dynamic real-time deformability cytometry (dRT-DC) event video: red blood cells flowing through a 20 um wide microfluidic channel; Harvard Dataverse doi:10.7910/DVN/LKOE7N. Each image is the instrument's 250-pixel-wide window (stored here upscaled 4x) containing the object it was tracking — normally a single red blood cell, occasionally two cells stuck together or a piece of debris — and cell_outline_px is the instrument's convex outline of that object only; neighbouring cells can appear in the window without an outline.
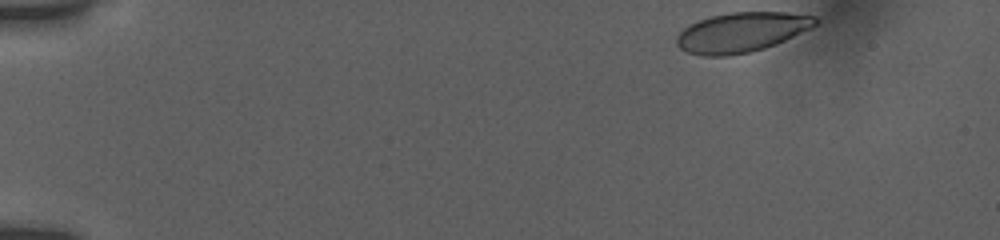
{"species": "human", "species_latin": "Homo sapiens", "temperature_condition": "room temperature", "stored_images_in_passage": 43, "camera_frame_rate_fps": 3000, "um_per_image_px": 0.085, "donor": {"sex": "female"}, "frame": {"image": 1, "passage_image": 1, "time_ms": 0.0, "image_size_px": [1000, 240], "cell_outline_px": [[820, 20], [812, 28], [776, 44], [764, 48], [748, 52], [728, 56], [704, 56], [688, 52], [680, 48], [676, 44], [676, 36], [684, 28], [700, 20], [712, 16], [728, 12], [788, 12], [816, 16]], "centroid_in_image_um": [63.06, 2.73], "position_along_channel_um": 21.9, "area_um2": 32.14}}
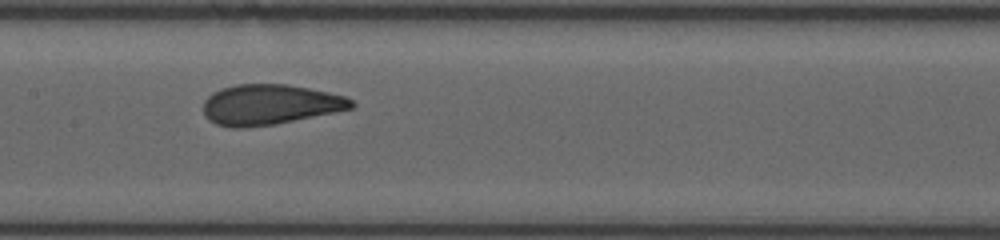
{"frame": {"image": 2, "passage_image": 23, "time_ms": 7.333, "image_size_px": [1000, 240], "cell_outline_px": [[356, 104], [352, 108], [336, 112], [272, 124], [240, 128], [232, 128], [216, 124], [208, 120], [204, 112], [204, 100], [212, 92], [220, 88], [236, 84], [284, 84], [308, 88], [328, 92], [344, 96], [352, 100]], "centroid_in_image_um": [22.91, 8.88], "position_along_channel_um": 184.5, "area_um2": 34.62}}
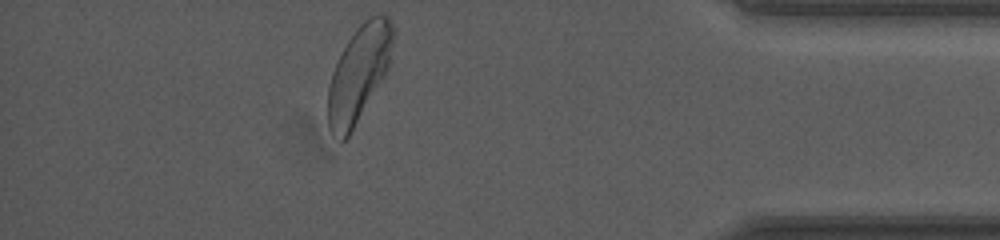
{"frame": {"image": 3, "passage_image": 43, "time_ms": 14.0, "image_size_px": [1000, 240], "cell_outline_px": [[396, 32], [388, 68], [348, 136], [344, 140], [340, 140], [328, 128], [328, 88], [332, 72], [348, 40], [356, 28], [368, 16], [376, 12], [388, 16], [392, 20]], "centroid_in_image_um": [30.53, 6.15], "position_along_channel_um": 404.7, "area_um2": 36.07}, "authors_computed_cell_mechanics": {"area_um2": 34.68, "velocity_mm_per_s": 3.8287, "shape_relaxation_time_tau1_ms": 4.6449, "shape_relaxation_time_tau2_ms": 0.752, "deformation_change_tau1": 0.1615, "deformation_change_tau2": 0.0747}}